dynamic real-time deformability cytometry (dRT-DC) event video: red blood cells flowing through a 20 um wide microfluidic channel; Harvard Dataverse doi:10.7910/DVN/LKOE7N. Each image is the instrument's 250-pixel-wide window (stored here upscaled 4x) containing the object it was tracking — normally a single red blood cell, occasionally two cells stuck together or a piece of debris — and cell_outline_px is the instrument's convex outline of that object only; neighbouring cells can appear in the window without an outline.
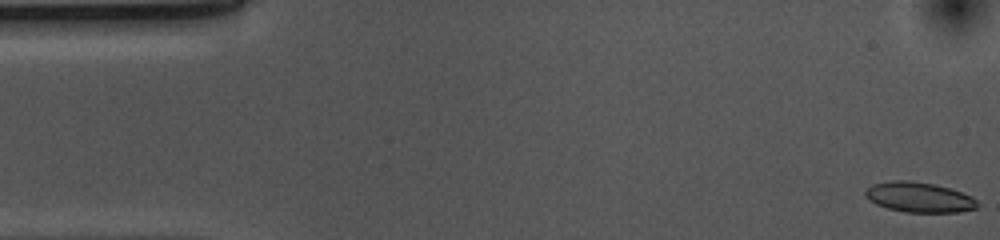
{"species": "common noctule bat (a hibernating species)", "species_latin": "Nyctalus noctula", "temperature_condition": "cold", "stored_images_in_passage": 53, "camera_frame_rate_fps": 3000, "um_per_image_px": 0.085, "animal": {"sex": "female", "body_mass_g": 10.0, "forearm_length_mm": 53.1}, "frame": {"image": 1, "passage_image": 1, "time_ms": 0.0, "image_size_px": [1000, 240], "cell_outline_px": [[980, 204], [976, 208], [960, 212], [904, 212], [888, 208], [876, 204], [864, 196], [864, 188], [872, 184], [892, 180], [908, 180], [936, 184], [972, 196]], "centroid_in_image_um": [78.09, 16.76], "position_along_channel_um": 6.9, "area_um2": 19.83}}
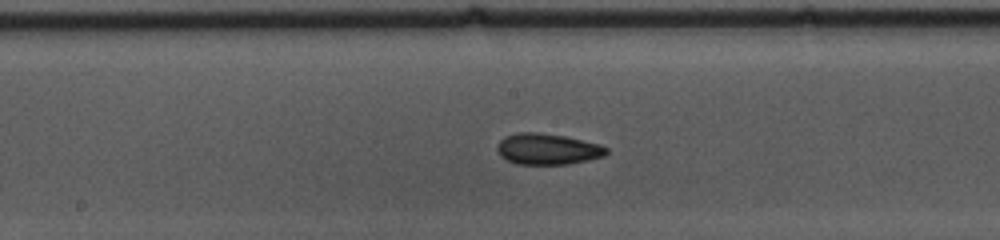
{"frame": {"image": 2, "passage_image": 26, "time_ms": 8.333, "image_size_px": [1000, 240], "cell_outline_px": [[608, 152], [604, 156], [588, 160], [568, 164], [516, 164], [500, 156], [496, 148], [496, 144], [504, 136], [520, 132], [540, 132], [564, 136], [600, 144], [608, 148]], "centroid_in_image_um": [46.52, 12.66], "position_along_channel_um": 201.7, "area_um2": 19.88}}
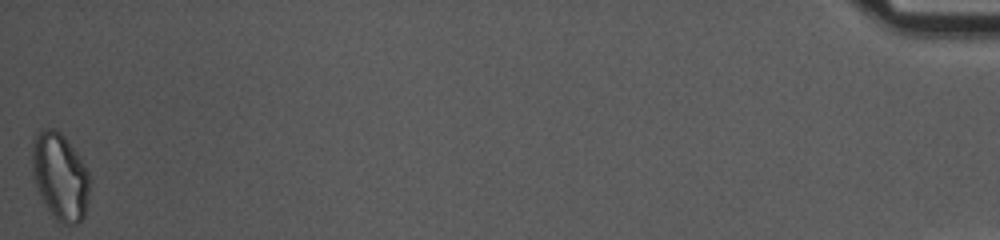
{"frame": {"image": 3, "passage_image": 53, "time_ms": 17.333, "image_size_px": [1000, 240], "cell_outline_px": [[88, 200], [84, 216], [76, 224], [64, 224], [56, 220], [48, 212], [36, 188], [32, 172], [32, 140], [44, 128], [52, 128], [60, 132], [64, 136], [76, 152], [84, 164], [88, 172]], "centroid_in_image_um": [5.08, 15.02], "position_along_channel_um": 430.1, "area_um2": 29.13}, "authors_computed_cell_mechanics": {"area_um2": 19.941, "velocity_mm_per_s": 3.6939, "shape_relaxation_time_tau1_ms": 5.3384, "shape_relaxation_time_tau2_ms": null, "deformation_change_tau1": 0.1106, "deformation_change_tau2": null}}